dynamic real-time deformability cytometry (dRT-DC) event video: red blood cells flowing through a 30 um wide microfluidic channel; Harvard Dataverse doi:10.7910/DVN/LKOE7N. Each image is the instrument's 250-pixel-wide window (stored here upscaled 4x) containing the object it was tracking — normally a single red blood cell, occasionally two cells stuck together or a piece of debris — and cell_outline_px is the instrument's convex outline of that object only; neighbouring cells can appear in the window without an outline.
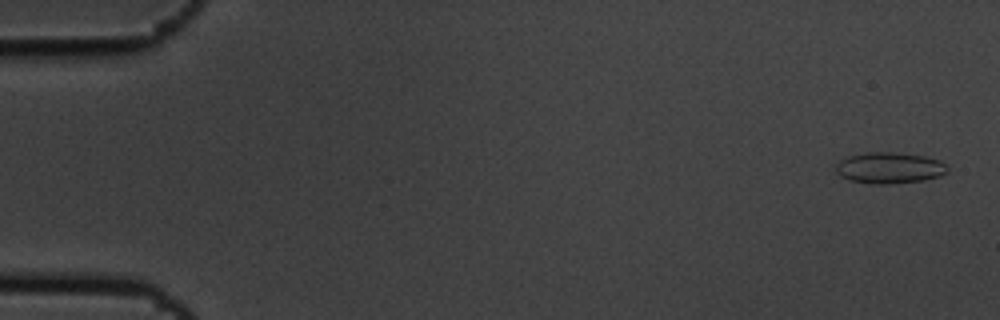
{"species": "common noctule bat (a hibernating species)", "species_latin": "Nyctalus noctula", "temperature_condition": "cold", "stored_images_in_passage": 6, "camera_frame_rate_fps": 3000, "um_per_image_px": 0.085, "animal": {"sex": "male", "body_mass_g": 19.5, "forearm_length_mm": 54.6}, "frame": {"image": 1, "passage_image": 1, "time_ms": 0.0, "image_size_px": [1000, 320], "cell_outline_px": [[948, 172], [940, 176], [924, 180], [888, 184], [876, 184], [848, 180], [840, 176], [836, 172], [836, 164], [840, 160], [848, 156], [868, 152], [892, 152], [924, 156], [940, 160], [948, 168]], "centroid_in_image_um": [75.59, 14.27], "position_along_channel_um": 9.4, "area_um2": 20.29}}